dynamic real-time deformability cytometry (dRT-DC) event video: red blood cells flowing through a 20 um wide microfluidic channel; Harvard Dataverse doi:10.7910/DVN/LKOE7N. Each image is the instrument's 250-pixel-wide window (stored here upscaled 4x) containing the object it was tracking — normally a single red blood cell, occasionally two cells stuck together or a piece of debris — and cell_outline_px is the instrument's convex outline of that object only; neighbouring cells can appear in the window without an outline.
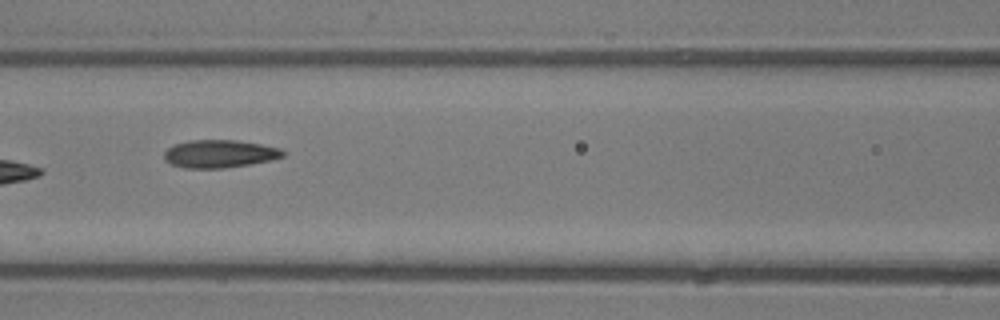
{"species": "common noctule bat (a hibernating species)", "species_latin": "Nyctalus noctula", "temperature_condition": "room temperature", "stored_images_in_passage": 8, "camera_frame_rate_fps": 3000, "um_per_image_px": 0.085, "animal": {"sex": "male", "body_mass_g": 13.3}, "frame": {"image": 1, "passage_image": 6, "time_ms": 6.0, "image_size_px": [1000, 320], "cell_outline_px": [[284, 156], [272, 160], [224, 168], [184, 168], [172, 164], [164, 160], [164, 152], [168, 148], [176, 144], [188, 140], [236, 140], [260, 144], [280, 148], [284, 152]], "centroid_in_image_um": [18.65, 13.07], "position_along_channel_um": 148.0, "area_um2": 19.19}}
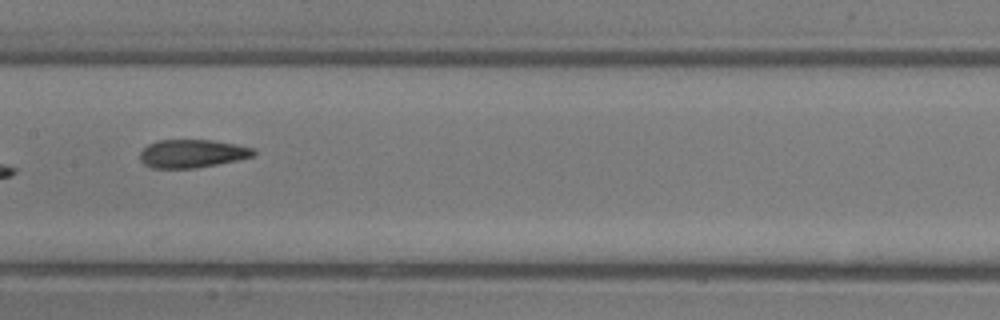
{"frame": {"image": 2, "passage_image": 7, "time_ms": 7.0, "image_size_px": [1000, 320], "cell_outline_px": [[256, 156], [196, 168], [152, 168], [144, 164], [140, 160], [140, 152], [148, 144], [156, 140], [212, 140], [236, 144], [252, 148], [256, 152]], "centroid_in_image_um": [16.32, 13.05], "position_along_channel_um": 191.1, "area_um2": 18.67}}
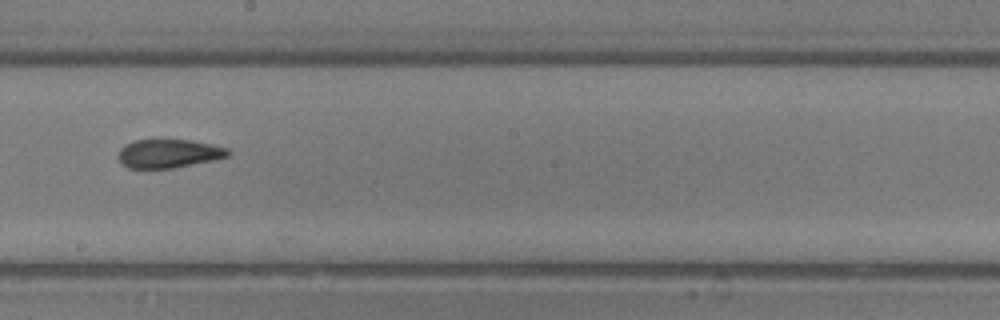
{"frame": {"image": 3, "passage_image": 8, "time_ms": 8.0, "image_size_px": [1000, 320], "cell_outline_px": [[232, 152], [228, 156], [216, 160], [172, 168], [128, 168], [120, 160], [120, 148], [124, 144], [136, 140], [192, 140], [212, 144], [228, 148]], "centroid_in_image_um": [14.4, 13.04], "position_along_channel_um": 233.8, "area_um2": 18.26}}